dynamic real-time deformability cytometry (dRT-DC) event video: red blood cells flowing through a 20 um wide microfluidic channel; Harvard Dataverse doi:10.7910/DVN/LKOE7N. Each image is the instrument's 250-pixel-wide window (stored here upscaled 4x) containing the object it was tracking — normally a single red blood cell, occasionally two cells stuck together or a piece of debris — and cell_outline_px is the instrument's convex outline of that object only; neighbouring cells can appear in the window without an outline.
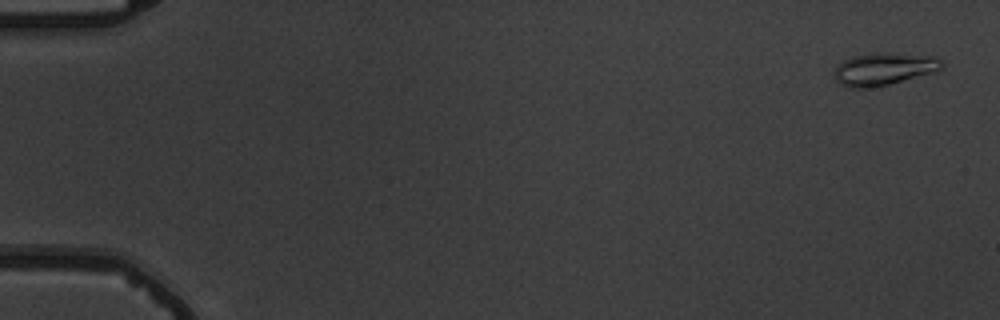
{"species": "common noctule bat (a hibernating species)", "species_latin": "Nyctalus noctula", "temperature_condition": "warm", "stored_images_in_passage": 9, "camera_frame_rate_fps": 3000, "um_per_image_px": 0.085, "animal": {"sex": "male", "body_mass_g": 19.5, "forearm_length_mm": 54.6}, "frame": {"image": 1, "passage_image": 1, "time_ms": 0.0, "image_size_px": [1000, 320], "cell_outline_px": [[944, 68], [936, 72], [888, 84], [864, 88], [848, 88], [840, 84], [836, 80], [832, 72], [844, 60], [852, 56], [936, 56], [944, 60]], "centroid_in_image_um": [75.15, 5.93], "position_along_channel_um": 9.9, "area_um2": 19.31}}
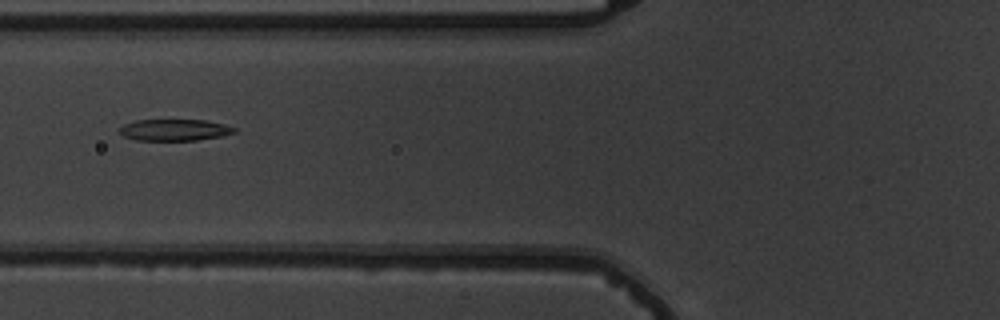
{"frame": {"image": 2, "passage_image": 7, "time_ms": 7.0, "image_size_px": [1000, 320], "cell_outline_px": [[236, 132], [220, 136], [196, 140], [136, 140], [124, 136], [120, 132], [120, 128], [124, 124], [136, 120], [204, 120], [224, 124], [236, 128]], "centroid_in_image_um": [14.84, 11.04], "position_along_channel_um": 111.0, "area_um2": 14.22}}
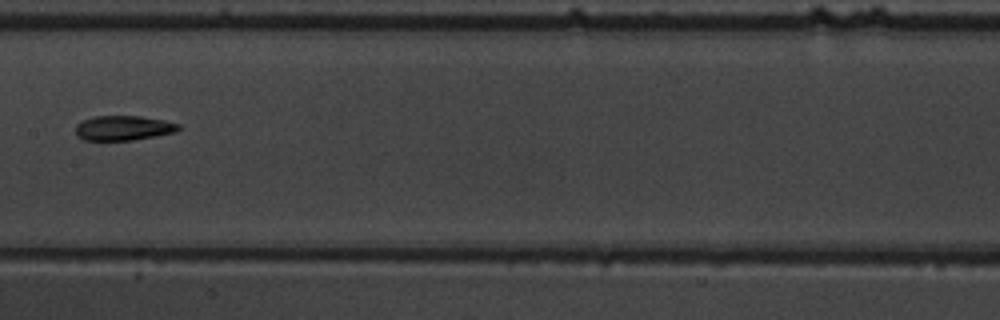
{"frame": {"image": 3, "passage_image": 9, "time_ms": 9.333, "image_size_px": [1000, 320], "cell_outline_px": [[180, 128], [176, 132], [132, 140], [84, 140], [76, 136], [76, 124], [80, 120], [92, 116], [140, 116], [164, 120], [180, 124]], "centroid_in_image_um": [10.45, 10.87], "position_along_channel_um": 196.9, "area_um2": 14.97}}